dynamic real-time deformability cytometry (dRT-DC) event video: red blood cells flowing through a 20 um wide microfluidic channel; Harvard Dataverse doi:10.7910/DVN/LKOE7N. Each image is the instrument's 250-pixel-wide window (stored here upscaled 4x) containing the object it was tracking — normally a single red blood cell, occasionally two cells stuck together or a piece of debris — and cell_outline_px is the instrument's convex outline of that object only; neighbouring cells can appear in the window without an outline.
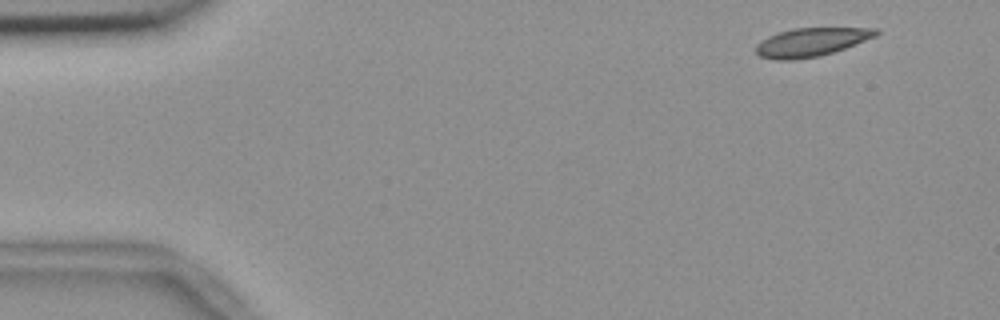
{"species": "common noctule bat (a hibernating species)", "species_latin": "Nyctalus noctula", "temperature_condition": "room temperature", "stored_images_in_passage": 4, "camera_frame_rate_fps": 3000, "um_per_image_px": 0.085, "animal": {"sex": "female", "body_mass_g": 18.4}, "frame": {"image": 1, "passage_image": 1, "time_ms": 0.0, "image_size_px": [1000, 320], "cell_outline_px": [[880, 32], [876, 36], [844, 48], [832, 52], [816, 56], [792, 60], [776, 60], [760, 56], [756, 52], [756, 44], [768, 36], [792, 28], [876, 28]], "centroid_in_image_um": [68.93, 3.57], "position_along_channel_um": 16.1, "area_um2": 19.65}}
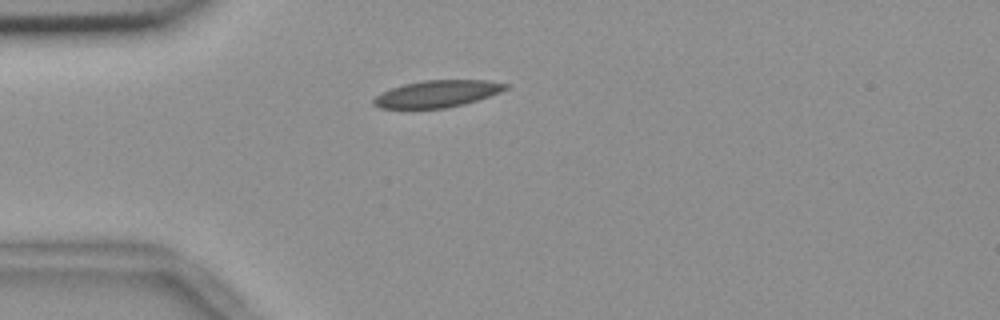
{"frame": {"image": 2, "passage_image": 4, "time_ms": 1.0, "image_size_px": [1000, 320], "cell_outline_px": [[508, 88], [500, 92], [464, 104], [444, 108], [380, 108], [372, 104], [372, 100], [376, 96], [392, 88], [404, 84], [424, 80], [484, 80], [508, 84]], "centroid_in_image_um": [37.15, 7.97], "position_along_channel_um": 47.8, "area_um2": 20.4}}